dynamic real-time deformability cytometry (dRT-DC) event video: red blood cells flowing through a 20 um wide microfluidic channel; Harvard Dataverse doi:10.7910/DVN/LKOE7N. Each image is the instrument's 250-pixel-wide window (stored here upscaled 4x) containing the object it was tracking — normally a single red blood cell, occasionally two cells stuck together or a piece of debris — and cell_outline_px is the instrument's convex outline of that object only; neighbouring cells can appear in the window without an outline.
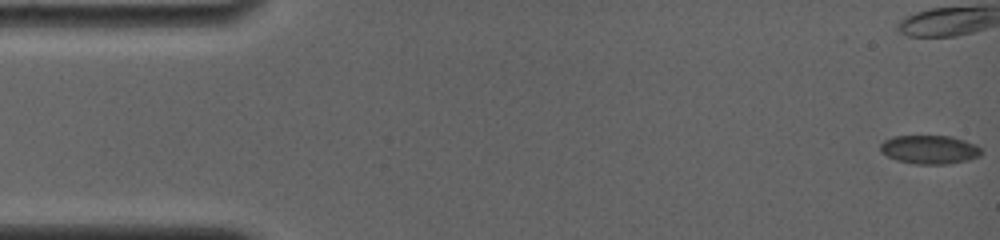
{"species": "common noctule bat (a hibernating species)", "species_latin": "Nyctalus noctula", "temperature_condition": "room temperature", "stored_images_in_passage": 7, "camera_frame_rate_fps": 4000, "um_per_image_px": 0.085, "animal": {"sex": "female", "body_mass_g": 19.0, "forearm_length_mm": 56.7}, "frame": {"image": 1, "passage_image": 1, "time_ms": 0.0, "image_size_px": [1000, 240], "cell_outline_px": [[980, 156], [968, 160], [948, 164], [916, 164], [896, 160], [880, 152], [880, 144], [884, 140], [892, 136], [952, 136], [976, 144], [980, 148]], "centroid_in_image_um": [78.99, 12.71], "position_along_channel_um": 6.0, "area_um2": 16.94}}